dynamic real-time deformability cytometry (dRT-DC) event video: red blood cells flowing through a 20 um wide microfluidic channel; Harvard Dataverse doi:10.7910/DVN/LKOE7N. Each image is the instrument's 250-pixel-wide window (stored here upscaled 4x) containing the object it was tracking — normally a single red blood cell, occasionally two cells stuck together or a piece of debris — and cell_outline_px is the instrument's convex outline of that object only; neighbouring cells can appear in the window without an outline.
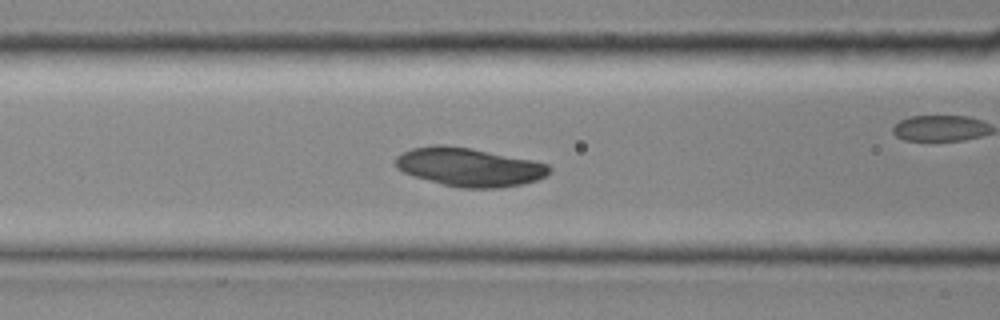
{"species": "common noctule bat (a hibernating species)", "species_latin": "Nyctalus noctula", "temperature_condition": "room temperature", "stored_images_in_passage": 41, "camera_frame_rate_fps": 3000, "um_per_image_px": 0.085, "animal": {"sex": "female", "body_mass_g": 19.0, "forearm_length_mm": 51.5}, "frame": {"image": 1, "passage_image": 14, "time_ms": 4.333, "image_size_px": [1000, 320], "cell_outline_px": [[552, 168], [544, 176], [536, 180], [520, 184], [500, 188], [460, 188], [444, 184], [416, 176], [404, 172], [396, 168], [396, 156], [400, 152], [412, 148], [432, 144], [444, 144], [472, 148], [532, 160], [548, 164]], "centroid_in_image_um": [39.86, 14.18], "position_along_channel_um": 126.7, "area_um2": 34.45}}
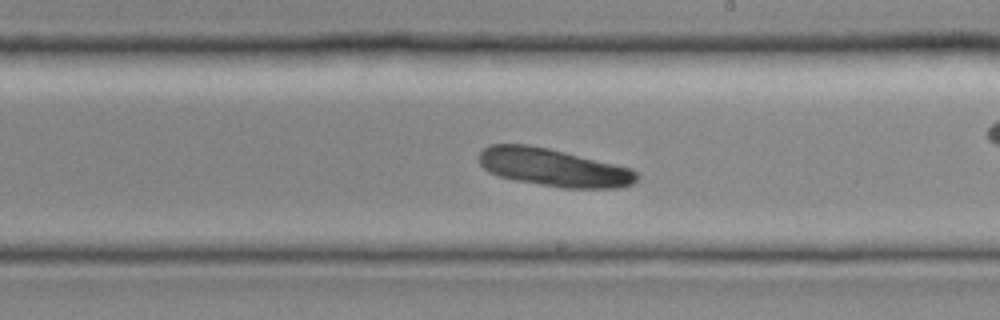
{"frame": {"image": 2, "passage_image": 22, "time_ms": 7.0, "image_size_px": [1000, 320], "cell_outline_px": [[640, 176], [632, 184], [620, 188], [564, 188], [516, 180], [500, 176], [488, 172], [480, 164], [480, 152], [488, 144], [528, 144], [548, 148], [632, 168]], "centroid_in_image_um": [47.06, 14.23], "position_along_channel_um": 241.9, "area_um2": 34.68}}
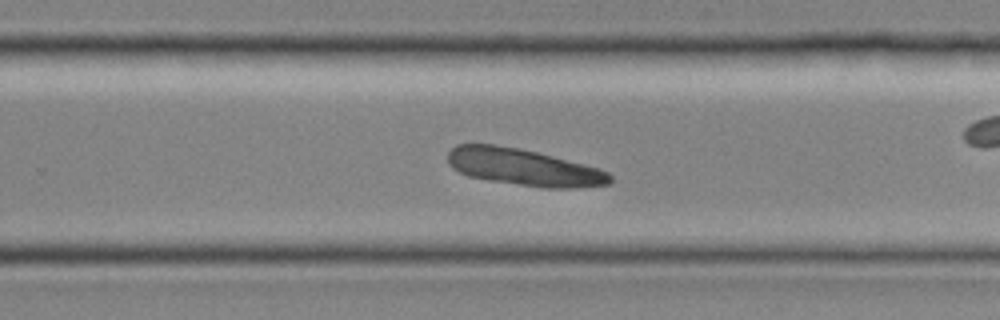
{"frame": {"image": 3, "passage_image": 25, "time_ms": 8.0, "image_size_px": [1000, 320], "cell_outline_px": [[612, 180], [608, 184], [572, 188], [544, 188], [492, 180], [468, 176], [452, 168], [448, 164], [448, 152], [456, 144], [492, 144], [516, 148], [536, 152], [600, 168], [608, 172], [612, 176]], "centroid_in_image_um": [44.51, 14.21], "position_along_channel_um": 285.3, "area_um2": 34.51}}